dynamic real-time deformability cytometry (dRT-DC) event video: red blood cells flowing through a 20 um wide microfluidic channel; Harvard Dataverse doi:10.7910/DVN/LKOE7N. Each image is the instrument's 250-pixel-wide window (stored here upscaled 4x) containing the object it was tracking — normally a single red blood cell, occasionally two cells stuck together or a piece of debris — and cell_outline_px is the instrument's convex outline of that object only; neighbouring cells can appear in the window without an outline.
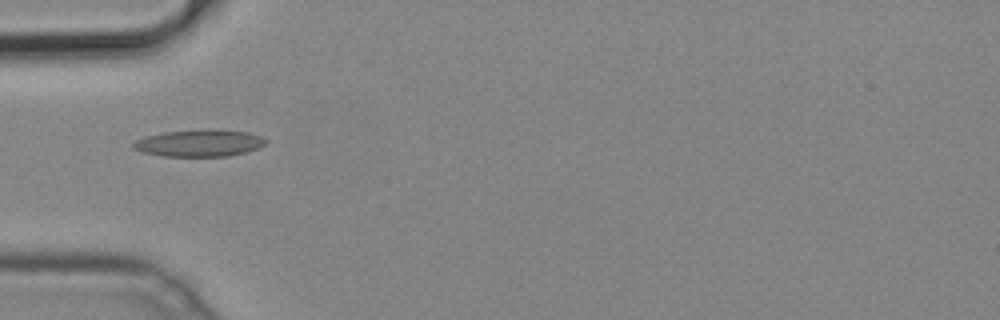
{"species": "common noctule bat (a hibernating species)", "species_latin": "Nyctalus noctula", "temperature_condition": "cold", "stored_images_in_passage": 33, "camera_frame_rate_fps": 3000, "um_per_image_px": 0.085, "animal": {"sex": "male", "body_mass_g": 19.2, "forearm_length_mm": 51.8}, "frame": {"image": 1, "passage_image": 1, "time_ms": 0.0, "image_size_px": [1000, 320], "cell_outline_px": [[268, 140], [264, 144], [256, 148], [244, 152], [228, 156], [164, 156], [144, 152], [132, 148], [132, 144], [136, 140], [144, 136], [164, 132], [200, 128], [208, 128], [248, 132], [260, 136]], "centroid_in_image_um": [16.92, 12.14], "position_along_channel_um": 68.1, "area_um2": 20.92}}
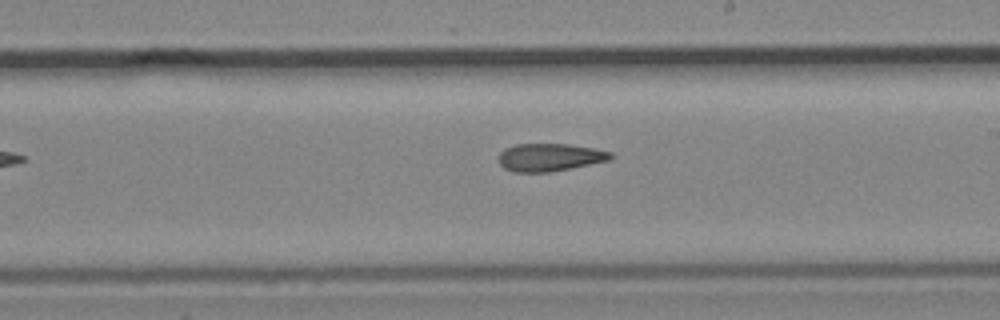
{"frame": {"image": 2, "passage_image": 14, "time_ms": 4.333, "image_size_px": [1000, 320], "cell_outline_px": [[612, 156], [608, 160], [572, 168], [552, 172], [512, 172], [504, 168], [500, 164], [500, 152], [504, 148], [516, 144], [568, 144], [592, 148], [612, 152]], "centroid_in_image_um": [46.7, 13.37], "position_along_channel_um": 242.3, "area_um2": 18.03}}
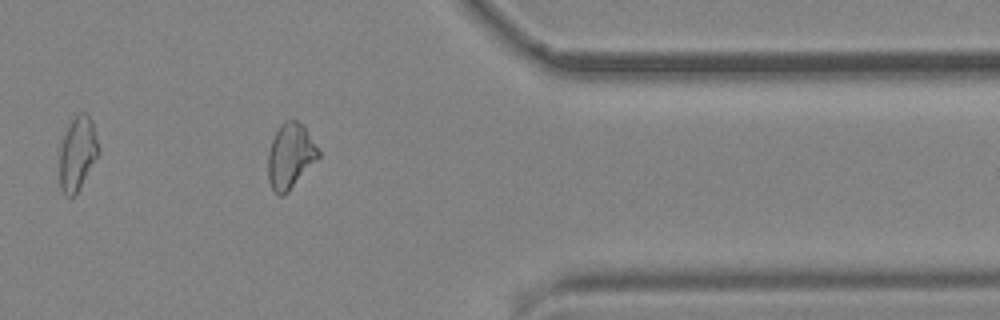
{"frame": {"image": 3, "passage_image": 26, "time_ms": 8.333, "image_size_px": [1000, 320], "cell_outline_px": [[320, 156], [288, 192], [284, 196], [280, 196], [272, 188], [268, 180], [268, 152], [272, 140], [280, 124], [288, 120], [296, 120], [304, 128], [320, 152]], "centroid_in_image_um": [24.65, 13.29], "position_along_channel_um": 386.7, "area_um2": 18.73}}